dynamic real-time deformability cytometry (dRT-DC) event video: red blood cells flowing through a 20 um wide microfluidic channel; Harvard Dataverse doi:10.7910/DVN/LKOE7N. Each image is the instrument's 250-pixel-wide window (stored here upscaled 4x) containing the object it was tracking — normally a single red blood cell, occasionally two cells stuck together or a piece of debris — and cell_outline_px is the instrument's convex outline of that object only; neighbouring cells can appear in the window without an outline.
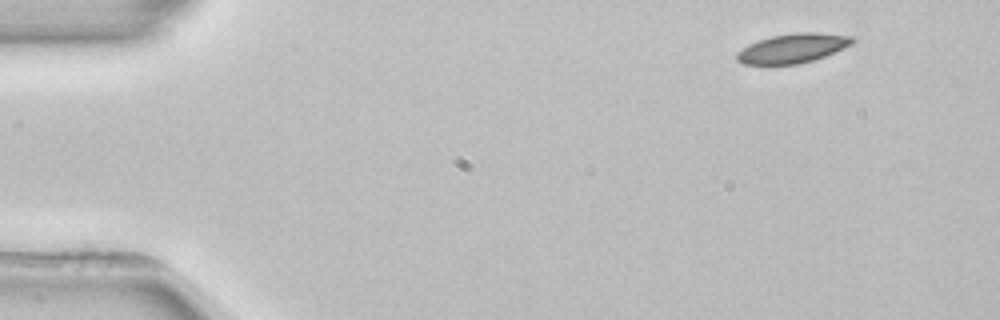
{"species": "common noctule bat (a hibernating species)", "species_latin": "Nyctalus noctula", "temperature_condition": "room temperature", "stored_images_in_passage": 4, "camera_frame_rate_fps": 3000, "um_per_image_px": 0.085, "animal": {"sex": "female", "body_mass_g": 22.7, "forearm_length_mm": 54.2}, "frame": {"image": 1, "passage_image": 1, "time_ms": 0.0, "image_size_px": [1000, 320], "cell_outline_px": [[856, 40], [852, 44], [824, 56], [800, 64], [744, 64], [736, 60], [736, 52], [748, 44], [772, 36], [796, 32], [812, 32], [852, 36]], "centroid_in_image_um": [67.36, 4.1], "position_along_channel_um": 17.6, "area_um2": 19.59}}
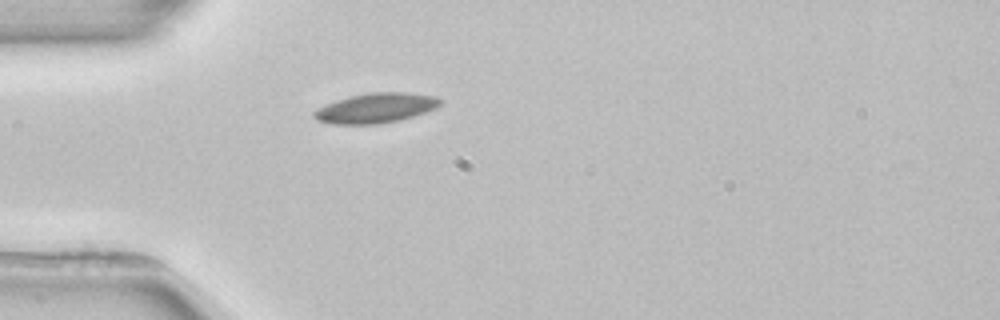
{"frame": {"image": 2, "passage_image": 4, "time_ms": 3.333, "image_size_px": [1000, 320], "cell_outline_px": [[444, 100], [436, 108], [400, 120], [376, 124], [332, 124], [316, 120], [312, 116], [312, 112], [316, 108], [336, 100], [348, 96], [372, 92], [408, 92], [436, 96]], "centroid_in_image_um": [31.92, 9.17], "position_along_channel_um": 53.1, "area_um2": 22.14}}